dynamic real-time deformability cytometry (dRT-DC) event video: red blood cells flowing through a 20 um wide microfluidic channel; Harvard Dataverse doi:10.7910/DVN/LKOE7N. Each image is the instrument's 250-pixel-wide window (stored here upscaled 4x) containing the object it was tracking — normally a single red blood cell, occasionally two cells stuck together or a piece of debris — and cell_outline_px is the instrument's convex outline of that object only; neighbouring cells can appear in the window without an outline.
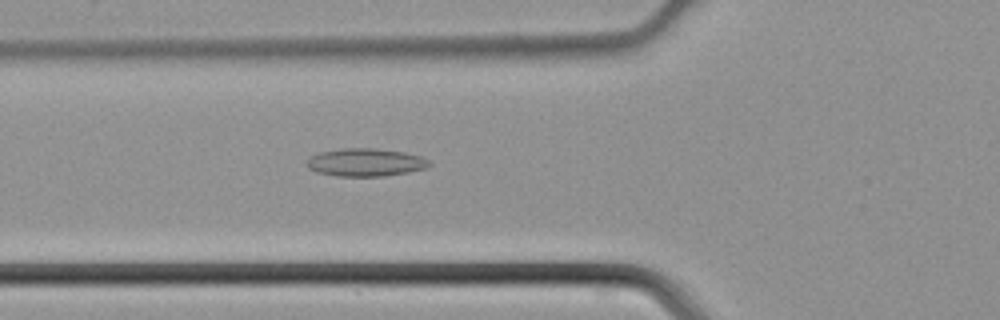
{"species": "common noctule bat (a hibernating species)", "species_latin": "Nyctalus noctula", "temperature_condition": "cold", "stored_images_in_passage": 46, "camera_frame_rate_fps": 3000, "um_per_image_px": 0.085, "animal": {"sex": "male", "body_mass_g": 21.5, "forearm_length_mm": 52.0}, "frame": {"image": 1, "passage_image": 17, "time_ms": 5.333, "image_size_px": [1000, 320], "cell_outline_px": [[432, 164], [424, 168], [408, 172], [384, 176], [336, 176], [316, 172], [308, 168], [308, 156], [320, 152], [340, 148], [376, 148], [404, 152], [420, 156], [428, 160]], "centroid_in_image_um": [31.04, 13.79], "position_along_channel_um": 94.8, "area_um2": 19.94}}
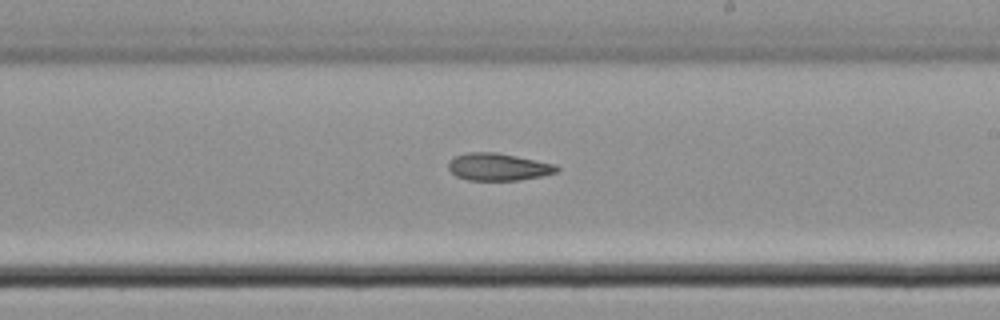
{"frame": {"image": 2, "passage_image": 27, "time_ms": 8.667, "image_size_px": [1000, 320], "cell_outline_px": [[560, 168], [556, 172], [540, 176], [516, 180], [468, 180], [456, 176], [448, 168], [448, 160], [452, 156], [468, 152], [496, 152], [556, 164]], "centroid_in_image_um": [42.3, 14.17], "position_along_channel_um": 246.7, "area_um2": 17.28}}
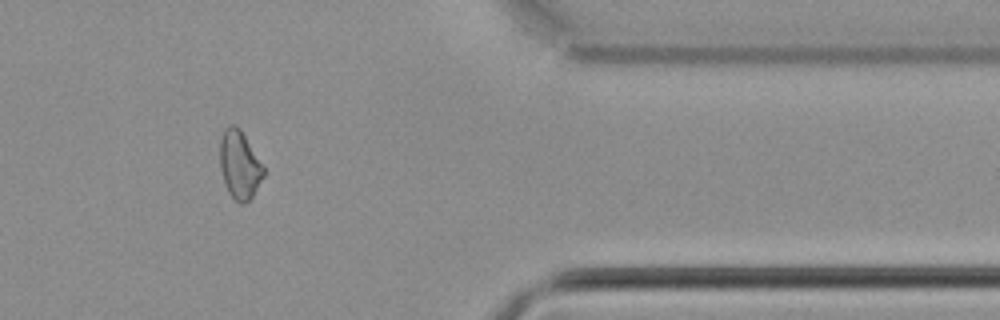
{"frame": {"image": 3, "passage_image": 38, "time_ms": 12.333, "image_size_px": [1000, 320], "cell_outline_px": [[264, 176], [252, 196], [244, 204], [240, 204], [228, 192], [220, 168], [220, 140], [224, 128], [228, 124], [236, 124], [240, 128], [264, 168]], "centroid_in_image_um": [20.34, 13.98], "position_along_channel_um": 391.1, "area_um2": 17.17}}